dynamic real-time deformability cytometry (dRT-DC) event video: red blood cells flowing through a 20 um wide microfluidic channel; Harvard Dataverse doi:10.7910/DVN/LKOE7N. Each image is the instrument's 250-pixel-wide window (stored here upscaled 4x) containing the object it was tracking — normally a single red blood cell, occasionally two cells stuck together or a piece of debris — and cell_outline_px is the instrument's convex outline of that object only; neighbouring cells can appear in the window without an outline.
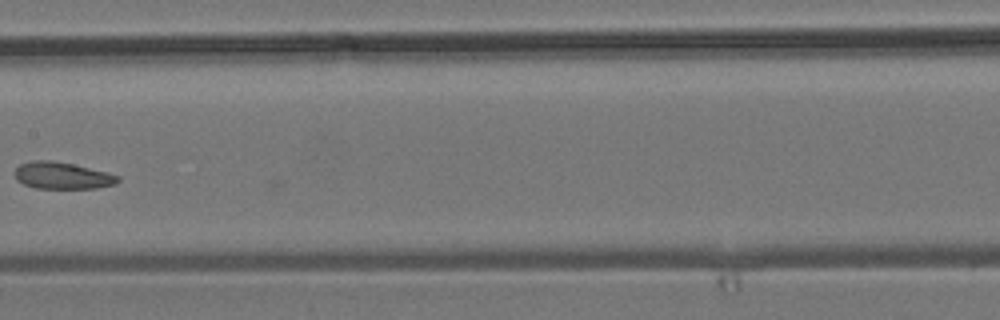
{"species": "common noctule bat (a hibernating species)", "species_latin": "Nyctalus noctula", "temperature_condition": "room temperature", "stored_images_in_passage": 7, "camera_frame_rate_fps": 3000, "um_per_image_px": 0.085, "animal": {"sex": "male", "body_mass_g": 19.2, "forearm_length_mm": 51.8}, "frame": {"image": 1, "passage_image": 7, "time_ms": 6.667, "image_size_px": [1000, 320], "cell_outline_px": [[120, 180], [116, 184], [96, 188], [36, 188], [24, 184], [16, 180], [12, 172], [20, 164], [32, 160], [52, 160], [72, 164], [108, 172], [120, 176]], "centroid_in_image_um": [5.27, 14.92], "position_along_channel_um": 202.1, "area_um2": 16.3}}